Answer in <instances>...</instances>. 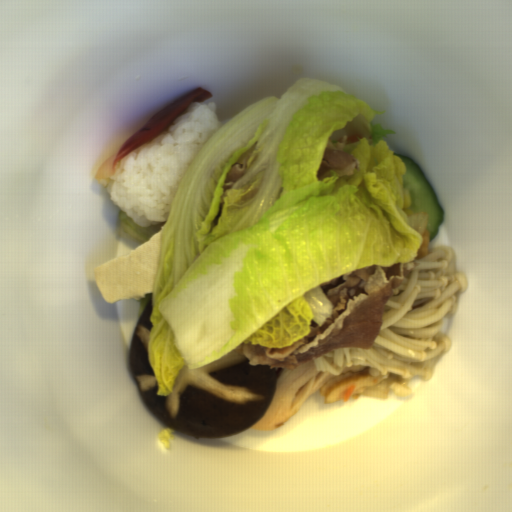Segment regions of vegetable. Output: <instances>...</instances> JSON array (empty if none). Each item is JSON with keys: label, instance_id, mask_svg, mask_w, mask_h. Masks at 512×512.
Returning <instances> with one entry per match:
<instances>
[{"label": "vegetable", "instance_id": "3", "mask_svg": "<svg viewBox=\"0 0 512 512\" xmlns=\"http://www.w3.org/2000/svg\"><path fill=\"white\" fill-rule=\"evenodd\" d=\"M408 225L415 229L423 238V242L420 245L417 257H415L412 261L409 263H413L414 261H417L418 259H422L424 257H427L431 254L432 247L429 242V231L427 229L429 218L426 213H413V216L408 217Z\"/></svg>", "mask_w": 512, "mask_h": 512}, {"label": "vegetable", "instance_id": "2", "mask_svg": "<svg viewBox=\"0 0 512 512\" xmlns=\"http://www.w3.org/2000/svg\"><path fill=\"white\" fill-rule=\"evenodd\" d=\"M168 221L165 220L159 224H150L147 227H141L128 217L122 210L118 213V223L120 231L130 241L137 244H144L150 240L151 236L160 232L161 228Z\"/></svg>", "mask_w": 512, "mask_h": 512}, {"label": "vegetable", "instance_id": "5", "mask_svg": "<svg viewBox=\"0 0 512 512\" xmlns=\"http://www.w3.org/2000/svg\"><path fill=\"white\" fill-rule=\"evenodd\" d=\"M174 437V431L165 427L159 434L158 438L163 449H169L172 439Z\"/></svg>", "mask_w": 512, "mask_h": 512}, {"label": "vegetable", "instance_id": "1", "mask_svg": "<svg viewBox=\"0 0 512 512\" xmlns=\"http://www.w3.org/2000/svg\"><path fill=\"white\" fill-rule=\"evenodd\" d=\"M389 135H394V131L383 129L380 125L367 121L366 117L359 113L352 118V121H348L345 127L334 129L328 138L327 148L343 151L345 145L358 143L360 139L363 140V137L368 140L370 146L375 147L380 140L385 141Z\"/></svg>", "mask_w": 512, "mask_h": 512}, {"label": "vegetable", "instance_id": "6", "mask_svg": "<svg viewBox=\"0 0 512 512\" xmlns=\"http://www.w3.org/2000/svg\"><path fill=\"white\" fill-rule=\"evenodd\" d=\"M330 171H331V170H330ZM330 171H327V172H325L322 176H320L321 180H322V179H324L325 177H329V178H331V176H332V175L330 174Z\"/></svg>", "mask_w": 512, "mask_h": 512}, {"label": "vegetable", "instance_id": "4", "mask_svg": "<svg viewBox=\"0 0 512 512\" xmlns=\"http://www.w3.org/2000/svg\"><path fill=\"white\" fill-rule=\"evenodd\" d=\"M393 382L401 385L405 383V378L403 375L395 374L391 371L388 373V377L384 378L380 384L370 387L364 393H355L354 395L384 400L387 395L394 393L392 391Z\"/></svg>", "mask_w": 512, "mask_h": 512}]
</instances>
